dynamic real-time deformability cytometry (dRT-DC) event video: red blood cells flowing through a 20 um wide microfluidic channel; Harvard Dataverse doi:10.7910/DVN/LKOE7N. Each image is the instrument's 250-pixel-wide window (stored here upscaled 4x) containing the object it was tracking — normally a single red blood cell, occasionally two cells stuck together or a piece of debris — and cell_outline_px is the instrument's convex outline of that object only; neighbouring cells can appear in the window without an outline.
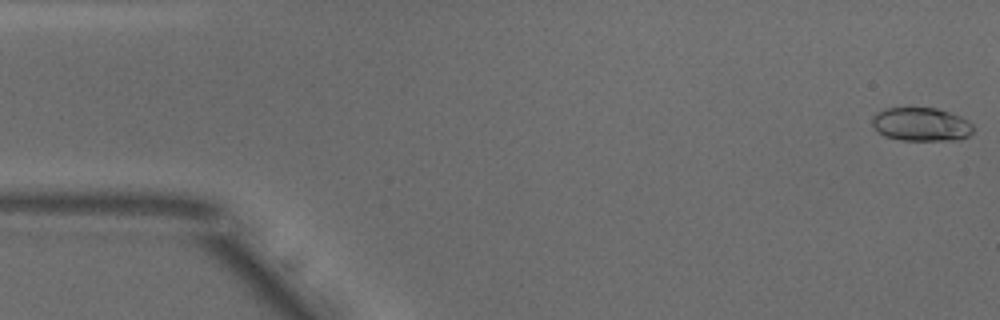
{"species": "common noctule bat (a hibernating species)", "species_latin": "Nyctalus noctula", "temperature_condition": "warm", "stored_images_in_passage": 22, "camera_frame_rate_fps": 3000, "um_per_image_px": 0.085, "animal": {"sex": "male", "body_mass_g": 18.8}, "frame": {"image": 1, "passage_image": 1, "time_ms": 0.0, "image_size_px": [1000, 320], "cell_outline_px": [[976, 128], [968, 136], [960, 140], [900, 140], [884, 136], [872, 124], [872, 116], [884, 108], [936, 108], [960, 116], [968, 120]], "centroid_in_image_um": [78.33, 10.57], "position_along_channel_um": 6.7, "area_um2": 19.83}}
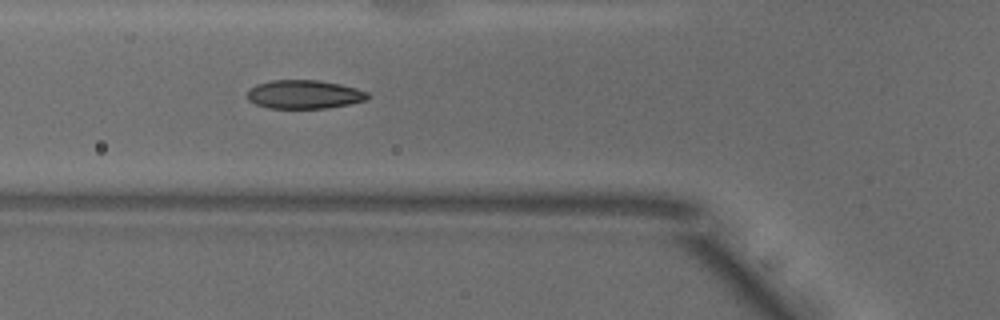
{"frame": {"image": 2, "passage_image": 18, "time_ms": 5.667, "image_size_px": [1000, 320], "cell_outline_px": [[368, 100], [328, 108], [268, 108], [256, 104], [248, 100], [248, 92], [256, 84], [272, 80], [316, 80], [340, 84], [356, 88], [368, 92]], "centroid_in_image_um": [25.87, 8.02], "position_along_channel_um": 99.9, "area_um2": 20.0}}
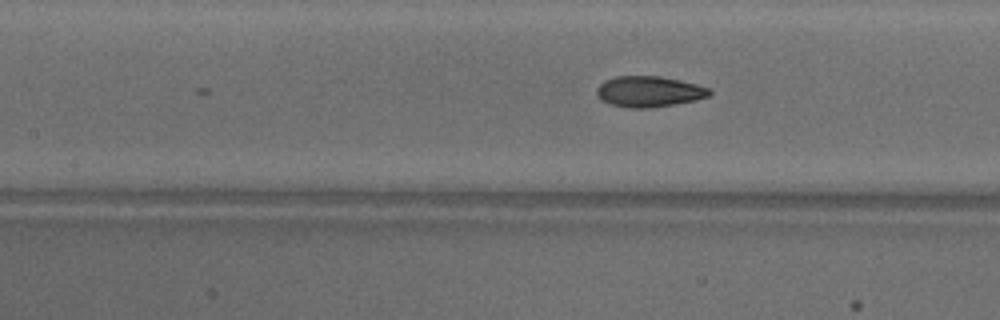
{"frame": {"image": 3, "passage_image": 22, "time_ms": 7.0, "image_size_px": [1000, 320], "cell_outline_px": [[712, 92], [708, 96], [696, 100], [648, 108], [632, 108], [612, 104], [600, 100], [596, 92], [596, 88], [604, 80], [616, 76], [660, 76], [680, 80], [696, 84], [708, 88]], "centroid_in_image_um": [55.14, 7.77], "position_along_channel_um": 152.3, "area_um2": 20.11}}